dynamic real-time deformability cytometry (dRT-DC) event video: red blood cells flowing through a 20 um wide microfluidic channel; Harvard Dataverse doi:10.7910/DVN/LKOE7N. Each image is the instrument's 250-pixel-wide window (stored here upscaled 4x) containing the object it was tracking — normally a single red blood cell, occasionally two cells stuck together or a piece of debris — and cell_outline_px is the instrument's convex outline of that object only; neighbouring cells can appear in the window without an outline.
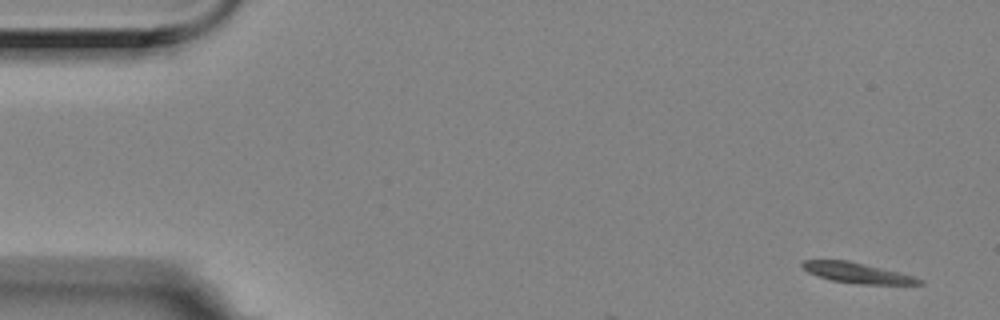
{"species": "Egyptian fruit bat (a non-hibernating species)", "species_latin": "Rousettus aegyptiacus", "temperature_condition": "room temperature", "stored_images_in_passage": 3, "camera_frame_rate_fps": 3000, "um_per_image_px": 0.085, "animal": {"sex": "female"}, "frame": {"image": 1, "passage_image": 1, "time_ms": 0.0, "image_size_px": [1000, 320], "cell_outline_px": [[924, 284], [856, 284], [832, 280], [808, 272], [800, 264], [804, 260], [848, 260], [912, 276], [924, 280]], "centroid_in_image_um": [72.84, 23.2], "position_along_channel_um": 12.2, "area_um2": 13.53}}